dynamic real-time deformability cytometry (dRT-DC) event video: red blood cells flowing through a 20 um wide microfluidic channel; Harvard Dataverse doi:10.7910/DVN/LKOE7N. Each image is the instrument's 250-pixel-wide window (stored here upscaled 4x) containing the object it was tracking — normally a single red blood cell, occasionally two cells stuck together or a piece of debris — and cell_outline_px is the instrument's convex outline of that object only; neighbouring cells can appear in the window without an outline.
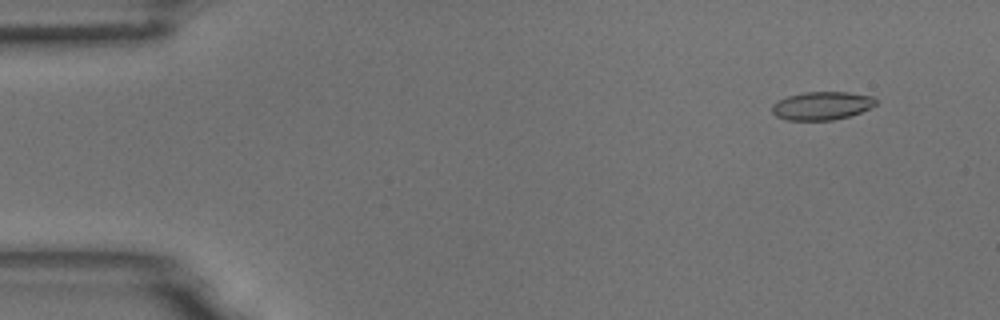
{"species": "common noctule bat (a hibernating species)", "species_latin": "Nyctalus noctula", "temperature_condition": "room temperature", "stored_images_in_passage": 5, "camera_frame_rate_fps": 3000, "um_per_image_px": 0.085, "animal": {"sex": "male", "body_mass_g": 18.8}, "frame": {"image": 1, "passage_image": 5, "time_ms": 1.333, "image_size_px": [1000, 320], "cell_outline_px": [[876, 104], [860, 112], [848, 116], [832, 120], [788, 120], [776, 116], [772, 112], [772, 104], [788, 96], [804, 92], [848, 92], [872, 96], [876, 100]], "centroid_in_image_um": [69.84, 8.98], "position_along_channel_um": 15.2, "area_um2": 16.88}}